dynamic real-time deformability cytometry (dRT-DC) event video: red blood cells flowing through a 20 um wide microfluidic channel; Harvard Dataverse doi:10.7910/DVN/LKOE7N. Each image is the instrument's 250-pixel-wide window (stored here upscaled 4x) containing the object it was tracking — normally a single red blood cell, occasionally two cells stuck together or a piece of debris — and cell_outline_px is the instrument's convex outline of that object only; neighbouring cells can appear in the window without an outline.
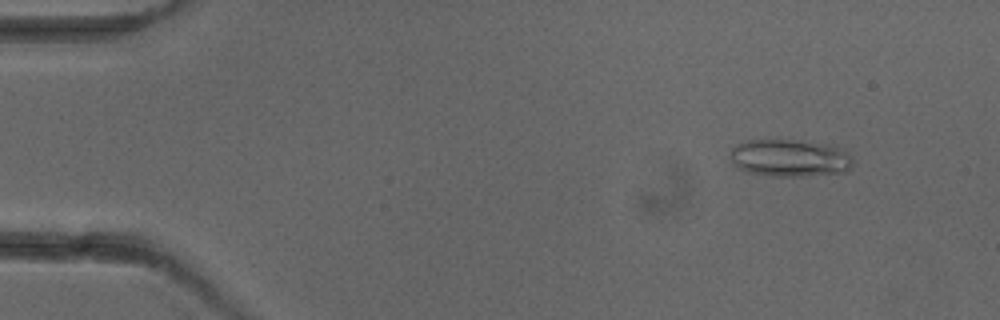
{"species": "common noctule bat (a hibernating species)", "species_latin": "Nyctalus noctula", "temperature_condition": "cold", "stored_images_in_passage": 5, "camera_frame_rate_fps": 3000, "um_per_image_px": 0.085, "animal": {"sex": "female"}, "frame": {"image": 1, "passage_image": 2, "time_ms": 1.333, "image_size_px": [1000, 320], "cell_outline_px": [[852, 168], [848, 172], [804, 176], [772, 176], [748, 172], [732, 164], [732, 148], [736, 144], [744, 140], [776, 136], [832, 144], [840, 148], [852, 156]], "centroid_in_image_um": [67.14, 13.37], "position_along_channel_um": 17.9, "area_um2": 27.92}}